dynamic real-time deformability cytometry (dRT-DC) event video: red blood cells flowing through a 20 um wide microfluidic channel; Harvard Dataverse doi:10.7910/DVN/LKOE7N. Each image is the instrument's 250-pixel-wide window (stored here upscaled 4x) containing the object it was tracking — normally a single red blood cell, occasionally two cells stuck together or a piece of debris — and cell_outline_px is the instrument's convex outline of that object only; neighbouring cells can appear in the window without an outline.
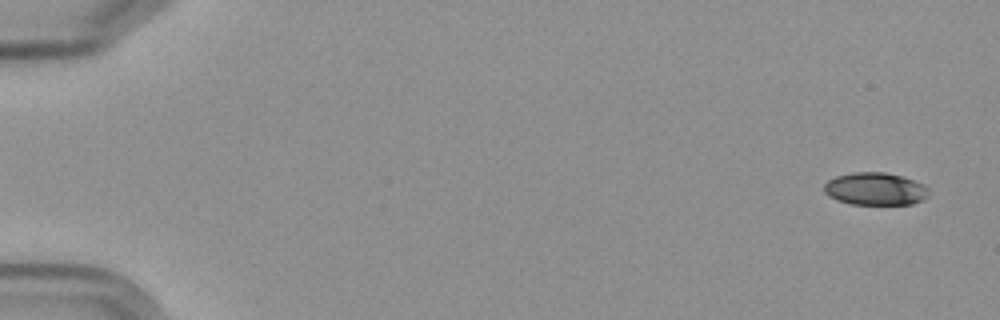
{"species": "Egyptian fruit bat (a non-hibernating species)", "species_latin": "Rousettus aegyptiacus", "temperature_condition": "cold", "stored_images_in_passage": 8, "camera_frame_rate_fps": 3000, "um_per_image_px": 0.085, "frame": {"image": 1, "passage_image": 1, "time_ms": 0.0, "image_size_px": [1000, 320], "cell_outline_px": [[928, 196], [924, 200], [912, 204], [852, 204], [836, 200], [828, 196], [824, 192], [824, 184], [828, 180], [836, 176], [856, 172], [884, 172], [900, 176], [924, 184], [928, 188]], "centroid_in_image_um": [74.39, 16.06], "position_along_channel_um": 10.6, "area_um2": 19.88}}
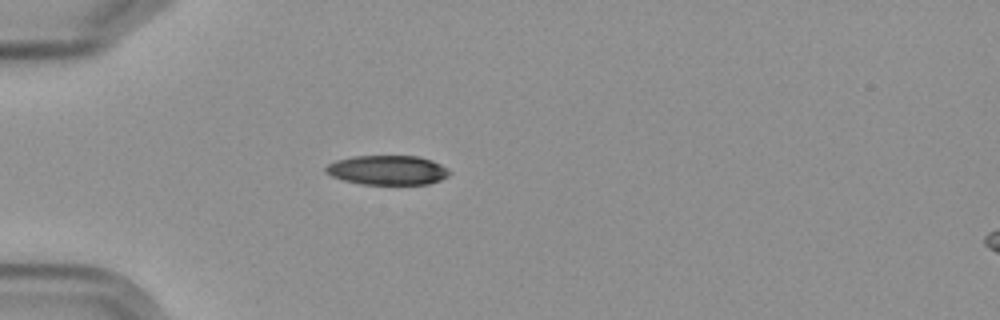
{"frame": {"image": 2, "passage_image": 5, "time_ms": 5.0, "image_size_px": [1000, 320], "cell_outline_px": [[452, 172], [448, 176], [440, 180], [428, 184], [360, 184], [344, 180], [332, 176], [324, 172], [324, 168], [328, 164], [336, 160], [352, 156], [416, 156], [432, 160], [448, 168]], "centroid_in_image_um": [32.94, 14.46], "position_along_channel_um": 52.1, "area_um2": 21.33}}
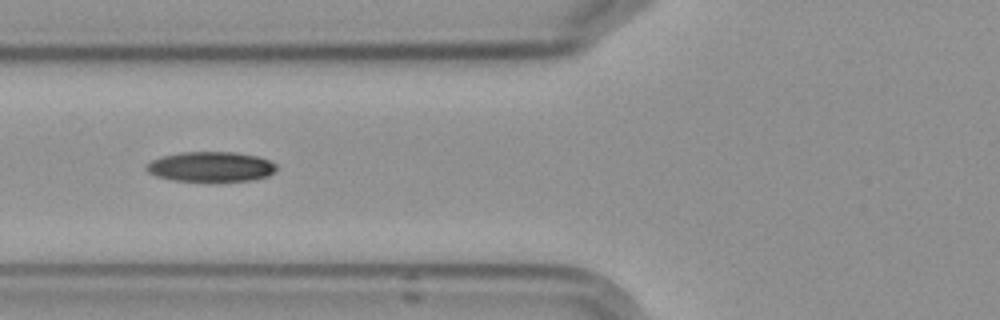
{"frame": {"image": 3, "passage_image": 7, "time_ms": 7.0, "image_size_px": [1000, 320], "cell_outline_px": [[276, 172], [268, 176], [252, 180], [216, 184], [172, 180], [156, 176], [148, 172], [144, 168], [152, 160], [160, 156], [180, 152], [236, 152], [256, 156], [268, 160], [276, 164]], "centroid_in_image_um": [17.92, 14.21], "position_along_channel_um": 107.9, "area_um2": 23.7}}